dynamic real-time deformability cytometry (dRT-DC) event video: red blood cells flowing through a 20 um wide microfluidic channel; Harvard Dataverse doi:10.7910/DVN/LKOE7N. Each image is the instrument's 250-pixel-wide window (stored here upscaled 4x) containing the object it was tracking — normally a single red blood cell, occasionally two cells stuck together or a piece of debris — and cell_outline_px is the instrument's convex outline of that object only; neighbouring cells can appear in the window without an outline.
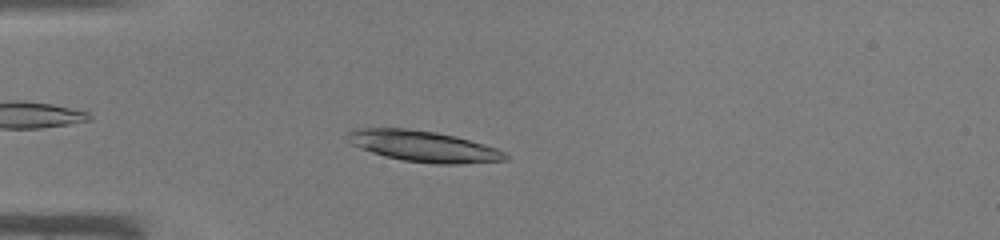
{"species": "common noctule bat (a hibernating species)", "species_latin": "Nyctalus noctula", "temperature_condition": "warm", "stored_images_in_passage": 41, "camera_frame_rate_fps": 3000, "um_per_image_px": 0.085, "animal": {"sex": "male", "body_mass_g": 19.0, "forearm_length_mm": 50.8}, "frame": {"image": 1, "passage_image": 9, "time_ms": 2.667, "image_size_px": [1000, 240], "cell_outline_px": [[508, 160], [460, 164], [432, 164], [404, 160], [384, 156], [360, 148], [352, 144], [344, 136], [352, 128], [404, 128], [436, 132], [456, 136], [484, 144], [496, 148], [504, 152], [508, 156]], "centroid_in_image_um": [35.97, 12.43], "position_along_channel_um": 49.0, "area_um2": 28.61}}
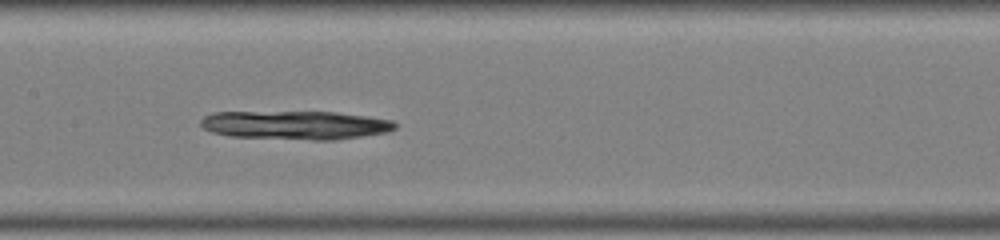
{"frame": {"image": 2, "passage_image": 19, "time_ms": 6.0, "image_size_px": [1000, 240], "cell_outline_px": [[396, 128], [388, 132], [332, 140], [312, 140], [228, 136], [212, 132], [204, 128], [200, 124], [200, 120], [204, 116], [212, 112], [336, 112], [392, 120], [396, 124]], "centroid_in_image_um": [25.08, 10.63], "position_along_channel_um": 182.3, "area_um2": 32.37}}
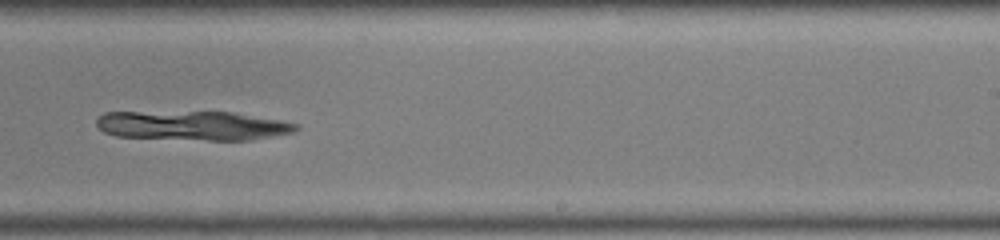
{"frame": {"image": 3, "passage_image": 25, "time_ms": 8.0, "image_size_px": [1000, 240], "cell_outline_px": [[300, 128], [292, 132], [252, 140], [208, 140], [116, 136], [104, 132], [96, 124], [96, 120], [104, 112], [232, 112], [280, 120], [300, 124]], "centroid_in_image_um": [16.4, 10.67], "position_along_channel_um": 272.6, "area_um2": 33.93}}